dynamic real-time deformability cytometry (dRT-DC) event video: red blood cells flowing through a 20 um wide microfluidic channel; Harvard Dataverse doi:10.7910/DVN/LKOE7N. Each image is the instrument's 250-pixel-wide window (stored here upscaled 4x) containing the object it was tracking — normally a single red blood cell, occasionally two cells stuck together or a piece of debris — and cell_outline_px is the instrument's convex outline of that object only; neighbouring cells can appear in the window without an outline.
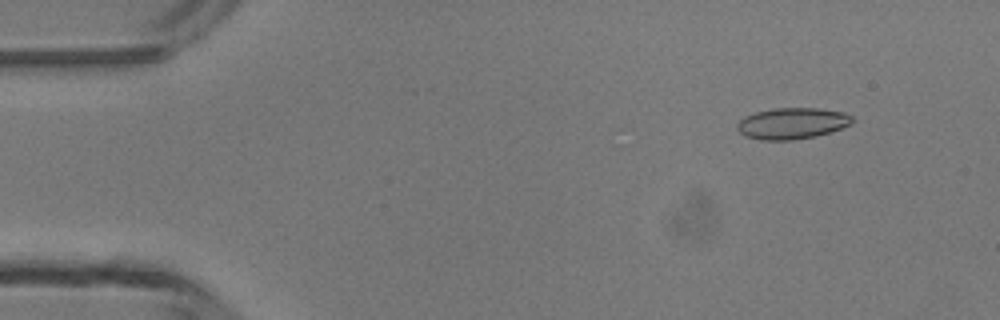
{"species": "common noctule bat (a hibernating species)", "species_latin": "Nyctalus noctula", "temperature_condition": "room temperature", "stored_images_in_passage": 4, "camera_frame_rate_fps": 3000, "um_per_image_px": 0.085, "animal": {"sex": "male", "body_mass_g": 13.3}, "frame": {"image": 1, "passage_image": 4, "time_ms": 4.333, "image_size_px": [1000, 320], "cell_outline_px": [[852, 124], [816, 136], [792, 140], [760, 140], [744, 136], [736, 128], [736, 124], [744, 116], [756, 112], [772, 108], [816, 108], [844, 112], [852, 116]], "centroid_in_image_um": [67.29, 10.48], "position_along_channel_um": 17.7, "area_um2": 20.98}}